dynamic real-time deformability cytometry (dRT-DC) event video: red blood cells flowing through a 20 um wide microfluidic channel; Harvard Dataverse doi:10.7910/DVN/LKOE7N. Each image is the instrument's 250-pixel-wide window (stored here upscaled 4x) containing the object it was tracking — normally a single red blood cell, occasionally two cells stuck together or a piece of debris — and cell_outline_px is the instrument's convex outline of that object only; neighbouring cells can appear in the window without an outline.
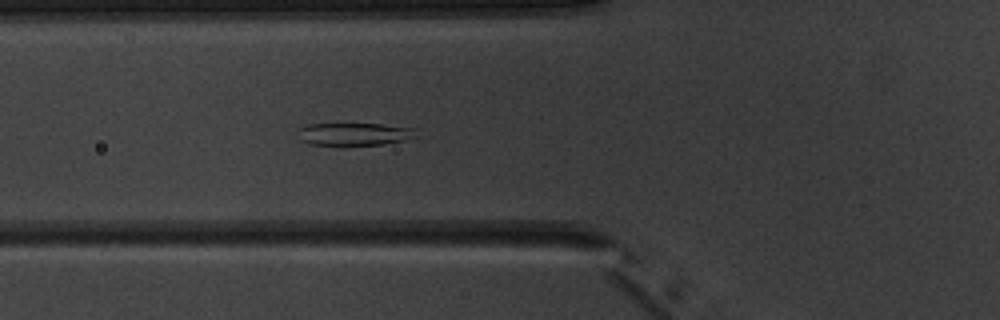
{"species": "common noctule bat (a hibernating species)", "species_latin": "Nyctalus noctula", "temperature_condition": "warm", "stored_images_in_passage": 6, "camera_frame_rate_fps": 3000, "um_per_image_px": 0.085, "animal": {"sex": "male", "body_mass_g": 20.1, "forearm_length_mm": 53.5}, "frame": {"image": 1, "passage_image": 6, "time_ms": 5.667, "image_size_px": [1000, 320], "cell_outline_px": [[416, 136], [404, 140], [380, 144], [340, 148], [308, 144], [300, 140], [300, 128], [308, 124], [380, 124], [416, 128]], "centroid_in_image_um": [30.07, 11.44], "position_along_channel_um": 95.7, "area_um2": 16.18}}